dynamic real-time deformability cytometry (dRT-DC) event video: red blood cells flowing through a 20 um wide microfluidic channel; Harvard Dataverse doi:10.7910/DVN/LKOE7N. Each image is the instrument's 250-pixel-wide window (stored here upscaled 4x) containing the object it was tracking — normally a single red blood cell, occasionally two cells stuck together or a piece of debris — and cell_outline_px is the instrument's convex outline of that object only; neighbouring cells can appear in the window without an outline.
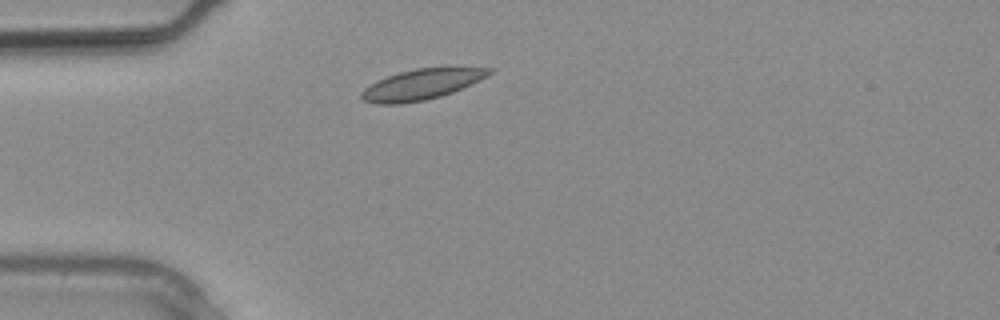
{"species": "common noctule bat (a hibernating species)", "species_latin": "Nyctalus noctula", "temperature_condition": "warm", "stored_images_in_passage": 1, "camera_frame_rate_fps": 3000, "um_per_image_px": 0.085, "animal": {"sex": "male", "body_mass_g": 20.4}, "frame": {"image": 1, "passage_image": 1, "time_ms": 0.0, "image_size_px": [1000, 320], "cell_outline_px": [[492, 72], [488, 76], [452, 92], [440, 96], [424, 100], [400, 104], [376, 104], [364, 100], [360, 96], [360, 92], [364, 88], [376, 80], [400, 72], [416, 68], [492, 68]], "centroid_in_image_um": [35.77, 7.18], "position_along_channel_um": 49.2, "area_um2": 22.37}}